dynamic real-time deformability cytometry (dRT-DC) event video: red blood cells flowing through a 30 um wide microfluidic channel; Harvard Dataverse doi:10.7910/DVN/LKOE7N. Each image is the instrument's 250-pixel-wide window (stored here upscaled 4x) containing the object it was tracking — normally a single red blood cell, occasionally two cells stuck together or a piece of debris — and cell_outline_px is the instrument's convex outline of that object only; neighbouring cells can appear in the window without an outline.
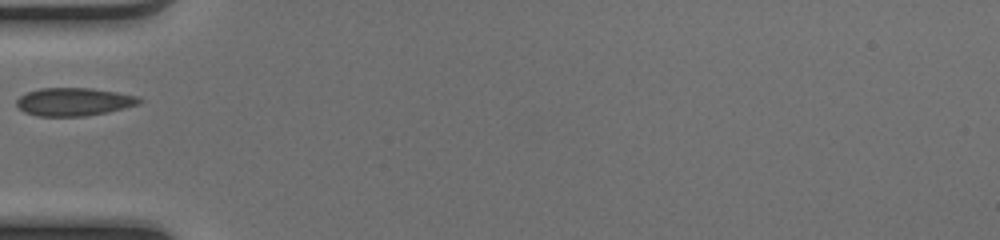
{"species": "common noctule bat (a hibernating species)", "species_latin": "Nyctalus noctula", "temperature_condition": "cold", "stored_images_in_passage": 31, "camera_frame_rate_fps": 3000, "um_per_image_px": 0.085, "animal": {"sex": "female", "body_mass_g": 17.0, "forearm_length_mm": 48.0}, "frame": {"image": 1, "passage_image": 1, "time_ms": 0.0, "image_size_px": [1000, 240], "cell_outline_px": [[144, 100], [140, 104], [108, 112], [84, 116], [36, 116], [24, 112], [16, 104], [16, 100], [20, 96], [28, 92], [40, 88], [92, 88], [140, 96]], "centroid_in_image_um": [6.32, 8.65], "position_along_channel_um": 78.7, "area_um2": 20.17}}
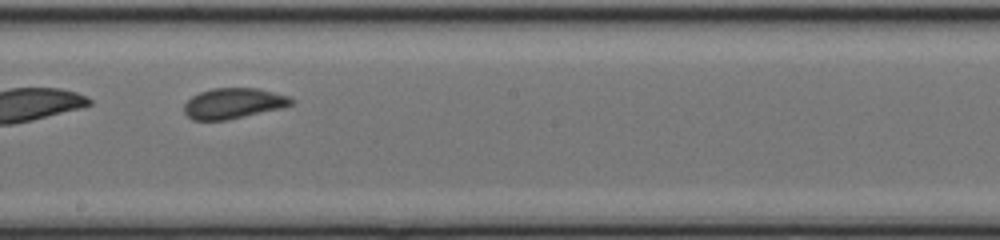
{"frame": {"image": 2, "passage_image": 12, "time_ms": 3.667, "image_size_px": [1000, 240], "cell_outline_px": [[296, 100], [292, 104], [284, 108], [228, 120], [192, 120], [184, 112], [184, 104], [192, 96], [200, 92], [212, 88], [256, 88], [288, 96]], "centroid_in_image_um": [19.86, 8.79], "position_along_channel_um": 228.3, "area_um2": 19.19}}
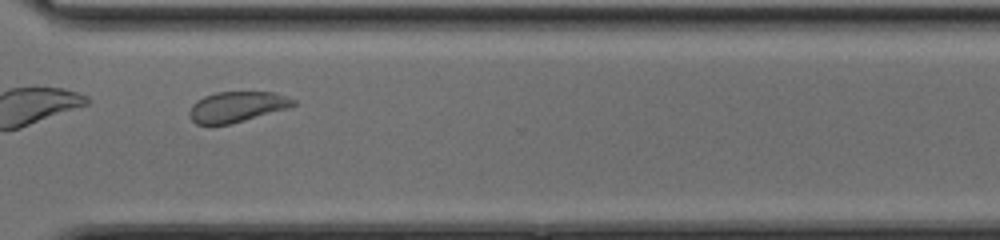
{"frame": {"image": 3, "passage_image": 21, "time_ms": 6.667, "image_size_px": [1000, 240], "cell_outline_px": [[296, 104], [292, 108], [232, 124], [196, 124], [188, 116], [188, 112], [192, 104], [196, 100], [204, 96], [216, 92], [276, 92], [296, 100]], "centroid_in_image_um": [20.17, 9.08], "position_along_channel_um": 350.4, "area_um2": 18.9}}